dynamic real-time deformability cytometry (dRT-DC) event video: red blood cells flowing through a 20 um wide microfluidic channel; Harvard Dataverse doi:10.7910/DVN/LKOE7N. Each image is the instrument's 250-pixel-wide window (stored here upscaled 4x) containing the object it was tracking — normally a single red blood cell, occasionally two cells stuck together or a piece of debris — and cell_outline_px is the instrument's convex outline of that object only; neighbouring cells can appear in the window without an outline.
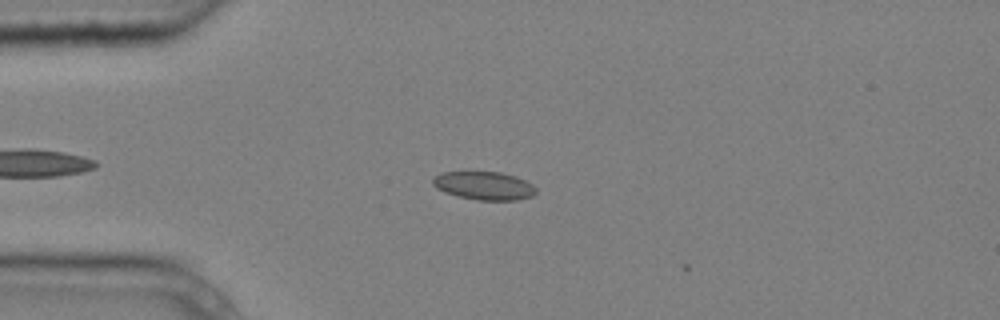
{"species": "common noctule bat (a hibernating species)", "species_latin": "Nyctalus noctula", "temperature_condition": "cold", "stored_images_in_passage": 5, "camera_frame_rate_fps": 3000, "um_per_image_px": 0.085, "animal": {"sex": "male", "body_mass_g": 20.4}, "frame": {"image": 1, "passage_image": 4, "time_ms": 1.0, "image_size_px": [1000, 320], "cell_outline_px": [[536, 192], [532, 196], [516, 200], [476, 200], [456, 196], [444, 192], [436, 188], [432, 184], [432, 180], [436, 176], [444, 172], [500, 172], [516, 176], [532, 184], [536, 188]], "centroid_in_image_um": [41.14, 15.79], "position_along_channel_um": 43.9, "area_um2": 16.99}}